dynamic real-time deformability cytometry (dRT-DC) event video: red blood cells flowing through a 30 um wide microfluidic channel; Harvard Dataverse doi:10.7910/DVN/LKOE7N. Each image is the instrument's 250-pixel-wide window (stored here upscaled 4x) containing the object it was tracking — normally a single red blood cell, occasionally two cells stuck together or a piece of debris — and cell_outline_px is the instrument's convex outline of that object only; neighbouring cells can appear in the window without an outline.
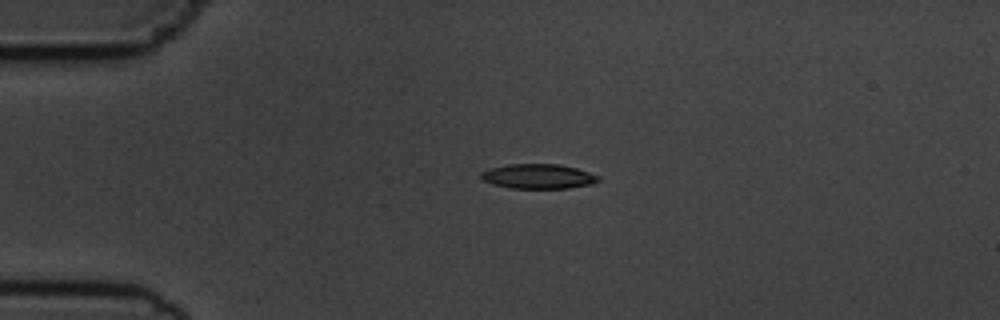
{"species": "common noctule bat (a hibernating species)", "species_latin": "Nyctalus noctula", "temperature_condition": "cold", "stored_images_in_passage": 2, "camera_frame_rate_fps": 3000, "um_per_image_px": 0.085, "animal": {"sex": "male", "body_mass_g": 19.5, "forearm_length_mm": 54.6}, "frame": {"image": 1, "passage_image": 1, "time_ms": 0.0, "image_size_px": [1000, 320], "cell_outline_px": [[600, 180], [592, 184], [568, 188], [512, 188], [492, 184], [480, 180], [480, 172], [492, 168], [508, 164], [560, 164], [576, 168], [600, 176]], "centroid_in_image_um": [45.74, 14.99], "position_along_channel_um": 39.3, "area_um2": 16.94}}